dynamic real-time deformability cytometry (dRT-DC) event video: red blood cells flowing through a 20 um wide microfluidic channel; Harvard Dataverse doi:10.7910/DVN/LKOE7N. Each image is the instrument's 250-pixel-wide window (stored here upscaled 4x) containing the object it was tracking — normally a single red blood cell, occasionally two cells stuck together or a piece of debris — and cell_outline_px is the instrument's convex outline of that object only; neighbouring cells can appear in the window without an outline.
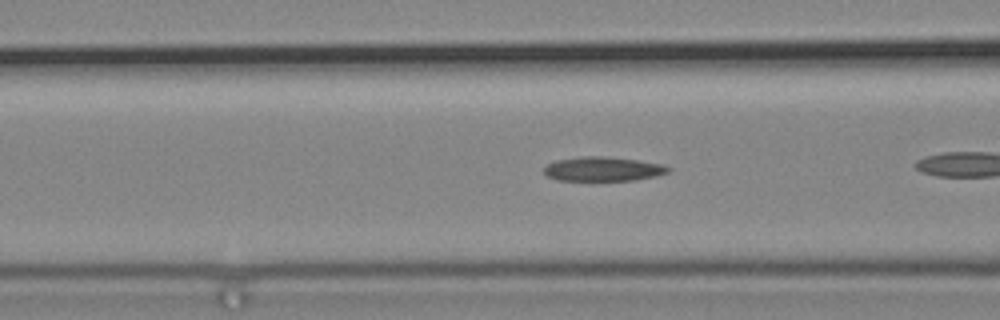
{"species": "common noctule bat (a hibernating species)", "species_latin": "Nyctalus noctula", "temperature_condition": "cold", "stored_images_in_passage": 26, "camera_frame_rate_fps": 3000, "um_per_image_px": 0.085, "animal": {"sex": "male", "body_mass_g": 19.2, "forearm_length_mm": 51.8}, "frame": {"image": 1, "passage_image": 5, "time_ms": 1.333, "image_size_px": [1000, 320], "cell_outline_px": [[672, 168], [668, 172], [656, 176], [636, 180], [556, 180], [548, 176], [544, 172], [544, 168], [548, 164], [556, 160], [580, 156], [604, 156], [636, 160], [664, 164]], "centroid_in_image_um": [51.27, 14.36], "position_along_channel_um": 115.3, "area_um2": 17.57}}